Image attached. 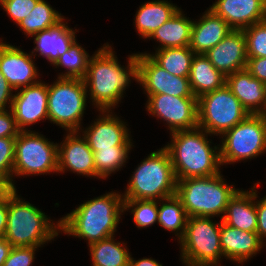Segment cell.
<instances>
[{"label":"cell","mask_w":266,"mask_h":266,"mask_svg":"<svg viewBox=\"0 0 266 266\" xmlns=\"http://www.w3.org/2000/svg\"><path fill=\"white\" fill-rule=\"evenodd\" d=\"M112 113V110H101V115L94 123L85 130L80 129L92 151L114 149V146H134L127 124Z\"/></svg>","instance_id":"9a60e30c"},{"label":"cell","mask_w":266,"mask_h":266,"mask_svg":"<svg viewBox=\"0 0 266 266\" xmlns=\"http://www.w3.org/2000/svg\"><path fill=\"white\" fill-rule=\"evenodd\" d=\"M146 109L167 123L170 133L198 127V98L169 94L147 95Z\"/></svg>","instance_id":"7c38bea8"},{"label":"cell","mask_w":266,"mask_h":266,"mask_svg":"<svg viewBox=\"0 0 266 266\" xmlns=\"http://www.w3.org/2000/svg\"><path fill=\"white\" fill-rule=\"evenodd\" d=\"M111 45L104 44L90 58L84 77L87 95L98 111L114 109L121 102L131 79L138 81L137 53L129 55L127 66H121ZM89 89V90H88Z\"/></svg>","instance_id":"6da1fadb"},{"label":"cell","mask_w":266,"mask_h":266,"mask_svg":"<svg viewBox=\"0 0 266 266\" xmlns=\"http://www.w3.org/2000/svg\"><path fill=\"white\" fill-rule=\"evenodd\" d=\"M58 173V143L36 131H19L15 141L13 176Z\"/></svg>","instance_id":"8fae6325"},{"label":"cell","mask_w":266,"mask_h":266,"mask_svg":"<svg viewBox=\"0 0 266 266\" xmlns=\"http://www.w3.org/2000/svg\"><path fill=\"white\" fill-rule=\"evenodd\" d=\"M129 266H162V264H160L153 258H142L135 260L130 256Z\"/></svg>","instance_id":"f6af8a7d"},{"label":"cell","mask_w":266,"mask_h":266,"mask_svg":"<svg viewBox=\"0 0 266 266\" xmlns=\"http://www.w3.org/2000/svg\"><path fill=\"white\" fill-rule=\"evenodd\" d=\"M180 8L168 0L145 2L136 11L135 29L139 36L148 39L163 23L168 21Z\"/></svg>","instance_id":"d4e9b609"},{"label":"cell","mask_w":266,"mask_h":266,"mask_svg":"<svg viewBox=\"0 0 266 266\" xmlns=\"http://www.w3.org/2000/svg\"><path fill=\"white\" fill-rule=\"evenodd\" d=\"M115 236L89 244L92 266H129L131 254Z\"/></svg>","instance_id":"83f0119b"},{"label":"cell","mask_w":266,"mask_h":266,"mask_svg":"<svg viewBox=\"0 0 266 266\" xmlns=\"http://www.w3.org/2000/svg\"><path fill=\"white\" fill-rule=\"evenodd\" d=\"M65 136L64 142L58 144V173L67 170L96 178L94 153L86 139L79 131L67 132Z\"/></svg>","instance_id":"e0dca14e"},{"label":"cell","mask_w":266,"mask_h":266,"mask_svg":"<svg viewBox=\"0 0 266 266\" xmlns=\"http://www.w3.org/2000/svg\"><path fill=\"white\" fill-rule=\"evenodd\" d=\"M19 90L15 91L11 105L17 128L28 131V126L44 119L49 120L48 84L40 81Z\"/></svg>","instance_id":"5bb4252c"},{"label":"cell","mask_w":266,"mask_h":266,"mask_svg":"<svg viewBox=\"0 0 266 266\" xmlns=\"http://www.w3.org/2000/svg\"><path fill=\"white\" fill-rule=\"evenodd\" d=\"M8 217V189L0 194V238L6 233Z\"/></svg>","instance_id":"7bdbcfd3"},{"label":"cell","mask_w":266,"mask_h":266,"mask_svg":"<svg viewBox=\"0 0 266 266\" xmlns=\"http://www.w3.org/2000/svg\"><path fill=\"white\" fill-rule=\"evenodd\" d=\"M250 114L226 84L198 98V127L222 136Z\"/></svg>","instance_id":"9c48e42d"},{"label":"cell","mask_w":266,"mask_h":266,"mask_svg":"<svg viewBox=\"0 0 266 266\" xmlns=\"http://www.w3.org/2000/svg\"><path fill=\"white\" fill-rule=\"evenodd\" d=\"M90 58L89 53L75 40L69 47V50L59 56L54 64L55 68L63 67L67 69L66 72L58 74V78L83 80L88 69Z\"/></svg>","instance_id":"1f68e13d"},{"label":"cell","mask_w":266,"mask_h":266,"mask_svg":"<svg viewBox=\"0 0 266 266\" xmlns=\"http://www.w3.org/2000/svg\"><path fill=\"white\" fill-rule=\"evenodd\" d=\"M259 183H255L251 191L238 190L229 200L222 222L230 227H235L247 232L257 230V210L256 202L258 194L255 188Z\"/></svg>","instance_id":"7402d4cb"},{"label":"cell","mask_w":266,"mask_h":266,"mask_svg":"<svg viewBox=\"0 0 266 266\" xmlns=\"http://www.w3.org/2000/svg\"><path fill=\"white\" fill-rule=\"evenodd\" d=\"M188 78L191 91L196 98L220 89L226 83V76L210 63L205 54H195Z\"/></svg>","instance_id":"4316f807"},{"label":"cell","mask_w":266,"mask_h":266,"mask_svg":"<svg viewBox=\"0 0 266 266\" xmlns=\"http://www.w3.org/2000/svg\"><path fill=\"white\" fill-rule=\"evenodd\" d=\"M12 248L13 246L5 237L0 238V266H3Z\"/></svg>","instance_id":"ee69618b"},{"label":"cell","mask_w":266,"mask_h":266,"mask_svg":"<svg viewBox=\"0 0 266 266\" xmlns=\"http://www.w3.org/2000/svg\"><path fill=\"white\" fill-rule=\"evenodd\" d=\"M138 81L146 95L169 94L177 97H195L188 77L170 74L149 55L137 53Z\"/></svg>","instance_id":"4fadbf2b"},{"label":"cell","mask_w":266,"mask_h":266,"mask_svg":"<svg viewBox=\"0 0 266 266\" xmlns=\"http://www.w3.org/2000/svg\"><path fill=\"white\" fill-rule=\"evenodd\" d=\"M132 172L123 199H165L176 195L177 179L165 147L148 155Z\"/></svg>","instance_id":"8992f818"},{"label":"cell","mask_w":266,"mask_h":266,"mask_svg":"<svg viewBox=\"0 0 266 266\" xmlns=\"http://www.w3.org/2000/svg\"><path fill=\"white\" fill-rule=\"evenodd\" d=\"M204 54L224 76L246 69L248 57L243 30H232Z\"/></svg>","instance_id":"ac0fdd59"},{"label":"cell","mask_w":266,"mask_h":266,"mask_svg":"<svg viewBox=\"0 0 266 266\" xmlns=\"http://www.w3.org/2000/svg\"><path fill=\"white\" fill-rule=\"evenodd\" d=\"M16 137L0 138V179L9 187L16 188L13 181Z\"/></svg>","instance_id":"d590c367"},{"label":"cell","mask_w":266,"mask_h":266,"mask_svg":"<svg viewBox=\"0 0 266 266\" xmlns=\"http://www.w3.org/2000/svg\"><path fill=\"white\" fill-rule=\"evenodd\" d=\"M221 137L222 166L255 158L266 152V118L263 114H250Z\"/></svg>","instance_id":"30bf717a"},{"label":"cell","mask_w":266,"mask_h":266,"mask_svg":"<svg viewBox=\"0 0 266 266\" xmlns=\"http://www.w3.org/2000/svg\"><path fill=\"white\" fill-rule=\"evenodd\" d=\"M171 143L164 147L170 154L177 180L215 176L222 166L220 145L211 146L208 132L199 127L170 134Z\"/></svg>","instance_id":"3957f363"},{"label":"cell","mask_w":266,"mask_h":266,"mask_svg":"<svg viewBox=\"0 0 266 266\" xmlns=\"http://www.w3.org/2000/svg\"><path fill=\"white\" fill-rule=\"evenodd\" d=\"M16 188H8V217L5 238L13 247H42L60 232V221L51 222L41 209L24 201Z\"/></svg>","instance_id":"277c9868"},{"label":"cell","mask_w":266,"mask_h":266,"mask_svg":"<svg viewBox=\"0 0 266 266\" xmlns=\"http://www.w3.org/2000/svg\"><path fill=\"white\" fill-rule=\"evenodd\" d=\"M15 45L0 40V71L15 90L40 82L35 57Z\"/></svg>","instance_id":"2e32d148"},{"label":"cell","mask_w":266,"mask_h":266,"mask_svg":"<svg viewBox=\"0 0 266 266\" xmlns=\"http://www.w3.org/2000/svg\"><path fill=\"white\" fill-rule=\"evenodd\" d=\"M198 21H193L189 47L195 54H204L216 46L233 29L210 9Z\"/></svg>","instance_id":"603a6c76"},{"label":"cell","mask_w":266,"mask_h":266,"mask_svg":"<svg viewBox=\"0 0 266 266\" xmlns=\"http://www.w3.org/2000/svg\"><path fill=\"white\" fill-rule=\"evenodd\" d=\"M247 57H266V19L243 29Z\"/></svg>","instance_id":"e575fe53"},{"label":"cell","mask_w":266,"mask_h":266,"mask_svg":"<svg viewBox=\"0 0 266 266\" xmlns=\"http://www.w3.org/2000/svg\"><path fill=\"white\" fill-rule=\"evenodd\" d=\"M209 9L233 30H243L266 19V0H217Z\"/></svg>","instance_id":"d6986e66"},{"label":"cell","mask_w":266,"mask_h":266,"mask_svg":"<svg viewBox=\"0 0 266 266\" xmlns=\"http://www.w3.org/2000/svg\"><path fill=\"white\" fill-rule=\"evenodd\" d=\"M124 212L131 209L137 228H147L158 220V200L123 199Z\"/></svg>","instance_id":"836d02e7"},{"label":"cell","mask_w":266,"mask_h":266,"mask_svg":"<svg viewBox=\"0 0 266 266\" xmlns=\"http://www.w3.org/2000/svg\"><path fill=\"white\" fill-rule=\"evenodd\" d=\"M88 98L82 79L57 78L48 84L49 121L67 132L80 131Z\"/></svg>","instance_id":"ba28073f"},{"label":"cell","mask_w":266,"mask_h":266,"mask_svg":"<svg viewBox=\"0 0 266 266\" xmlns=\"http://www.w3.org/2000/svg\"><path fill=\"white\" fill-rule=\"evenodd\" d=\"M19 131L12 110L0 111V138L17 137Z\"/></svg>","instance_id":"f35d334b"},{"label":"cell","mask_w":266,"mask_h":266,"mask_svg":"<svg viewBox=\"0 0 266 266\" xmlns=\"http://www.w3.org/2000/svg\"><path fill=\"white\" fill-rule=\"evenodd\" d=\"M246 69L253 77L266 84V57H248Z\"/></svg>","instance_id":"ab89813d"},{"label":"cell","mask_w":266,"mask_h":266,"mask_svg":"<svg viewBox=\"0 0 266 266\" xmlns=\"http://www.w3.org/2000/svg\"><path fill=\"white\" fill-rule=\"evenodd\" d=\"M65 18L56 26L48 30L40 31L31 37L34 39L32 55L36 57L35 52H39L38 56L46 58L51 65H54L59 56L63 55L69 50L71 44L76 40L75 33L79 32L77 29L69 28L68 22L64 23ZM67 24V25H66Z\"/></svg>","instance_id":"cb8c5ba5"},{"label":"cell","mask_w":266,"mask_h":266,"mask_svg":"<svg viewBox=\"0 0 266 266\" xmlns=\"http://www.w3.org/2000/svg\"><path fill=\"white\" fill-rule=\"evenodd\" d=\"M221 172L215 176L177 180L176 196L181 200L188 217L222 219L229 200L239 190L223 180Z\"/></svg>","instance_id":"5b68a950"},{"label":"cell","mask_w":266,"mask_h":266,"mask_svg":"<svg viewBox=\"0 0 266 266\" xmlns=\"http://www.w3.org/2000/svg\"><path fill=\"white\" fill-rule=\"evenodd\" d=\"M149 55L158 65L168 71L170 74L189 77L195 53L187 47H173L156 50L154 54L143 53Z\"/></svg>","instance_id":"f1b7e54d"},{"label":"cell","mask_w":266,"mask_h":266,"mask_svg":"<svg viewBox=\"0 0 266 266\" xmlns=\"http://www.w3.org/2000/svg\"><path fill=\"white\" fill-rule=\"evenodd\" d=\"M162 201V203H161ZM157 223L165 230L173 231L179 241L184 237L188 216L181 200L173 195L158 201ZM166 202V203H165Z\"/></svg>","instance_id":"f546056e"},{"label":"cell","mask_w":266,"mask_h":266,"mask_svg":"<svg viewBox=\"0 0 266 266\" xmlns=\"http://www.w3.org/2000/svg\"><path fill=\"white\" fill-rule=\"evenodd\" d=\"M63 19V15L53 9L48 2L39 0L29 15L19 22L18 26L25 35L33 36L40 31L56 26Z\"/></svg>","instance_id":"4dcf8cb0"},{"label":"cell","mask_w":266,"mask_h":266,"mask_svg":"<svg viewBox=\"0 0 266 266\" xmlns=\"http://www.w3.org/2000/svg\"><path fill=\"white\" fill-rule=\"evenodd\" d=\"M13 88L8 83L4 75L0 71V111L7 110V108L11 109L12 100L14 97ZM8 103V105H7Z\"/></svg>","instance_id":"b9f144b4"},{"label":"cell","mask_w":266,"mask_h":266,"mask_svg":"<svg viewBox=\"0 0 266 266\" xmlns=\"http://www.w3.org/2000/svg\"><path fill=\"white\" fill-rule=\"evenodd\" d=\"M193 20L183 15L181 8L159 28H157L148 39L160 43L156 50L187 47L190 44Z\"/></svg>","instance_id":"484cf974"},{"label":"cell","mask_w":266,"mask_h":266,"mask_svg":"<svg viewBox=\"0 0 266 266\" xmlns=\"http://www.w3.org/2000/svg\"><path fill=\"white\" fill-rule=\"evenodd\" d=\"M122 213L123 196L109 192L84 202L60 218V231L83 238L89 245L114 236Z\"/></svg>","instance_id":"7a4b0ae2"},{"label":"cell","mask_w":266,"mask_h":266,"mask_svg":"<svg viewBox=\"0 0 266 266\" xmlns=\"http://www.w3.org/2000/svg\"><path fill=\"white\" fill-rule=\"evenodd\" d=\"M220 245L226 259L243 264L259 253L261 239L257 232L230 227L221 220Z\"/></svg>","instance_id":"44dd1931"},{"label":"cell","mask_w":266,"mask_h":266,"mask_svg":"<svg viewBox=\"0 0 266 266\" xmlns=\"http://www.w3.org/2000/svg\"><path fill=\"white\" fill-rule=\"evenodd\" d=\"M39 0H2L0 5L17 25L35 7Z\"/></svg>","instance_id":"8d00e7d4"},{"label":"cell","mask_w":266,"mask_h":266,"mask_svg":"<svg viewBox=\"0 0 266 266\" xmlns=\"http://www.w3.org/2000/svg\"><path fill=\"white\" fill-rule=\"evenodd\" d=\"M220 227L221 220L213 222L211 217H188L184 237L179 241L181 261L185 266L220 264L223 257Z\"/></svg>","instance_id":"52a82bcc"},{"label":"cell","mask_w":266,"mask_h":266,"mask_svg":"<svg viewBox=\"0 0 266 266\" xmlns=\"http://www.w3.org/2000/svg\"><path fill=\"white\" fill-rule=\"evenodd\" d=\"M37 249L34 246L13 247L3 266H31Z\"/></svg>","instance_id":"74e56055"},{"label":"cell","mask_w":266,"mask_h":266,"mask_svg":"<svg viewBox=\"0 0 266 266\" xmlns=\"http://www.w3.org/2000/svg\"><path fill=\"white\" fill-rule=\"evenodd\" d=\"M225 84L249 114H264L266 84L253 77L247 69L227 75Z\"/></svg>","instance_id":"ffe728a7"},{"label":"cell","mask_w":266,"mask_h":266,"mask_svg":"<svg viewBox=\"0 0 266 266\" xmlns=\"http://www.w3.org/2000/svg\"><path fill=\"white\" fill-rule=\"evenodd\" d=\"M257 210V234L261 239V249L266 246L264 245L266 238V196L256 201Z\"/></svg>","instance_id":"60d3db41"},{"label":"cell","mask_w":266,"mask_h":266,"mask_svg":"<svg viewBox=\"0 0 266 266\" xmlns=\"http://www.w3.org/2000/svg\"><path fill=\"white\" fill-rule=\"evenodd\" d=\"M9 187L0 179V194L6 191Z\"/></svg>","instance_id":"bcb514c9"},{"label":"cell","mask_w":266,"mask_h":266,"mask_svg":"<svg viewBox=\"0 0 266 266\" xmlns=\"http://www.w3.org/2000/svg\"><path fill=\"white\" fill-rule=\"evenodd\" d=\"M131 148L132 146H114V149L93 151L96 177L105 179L115 171H119L125 165Z\"/></svg>","instance_id":"d6a6232c"}]
</instances>
